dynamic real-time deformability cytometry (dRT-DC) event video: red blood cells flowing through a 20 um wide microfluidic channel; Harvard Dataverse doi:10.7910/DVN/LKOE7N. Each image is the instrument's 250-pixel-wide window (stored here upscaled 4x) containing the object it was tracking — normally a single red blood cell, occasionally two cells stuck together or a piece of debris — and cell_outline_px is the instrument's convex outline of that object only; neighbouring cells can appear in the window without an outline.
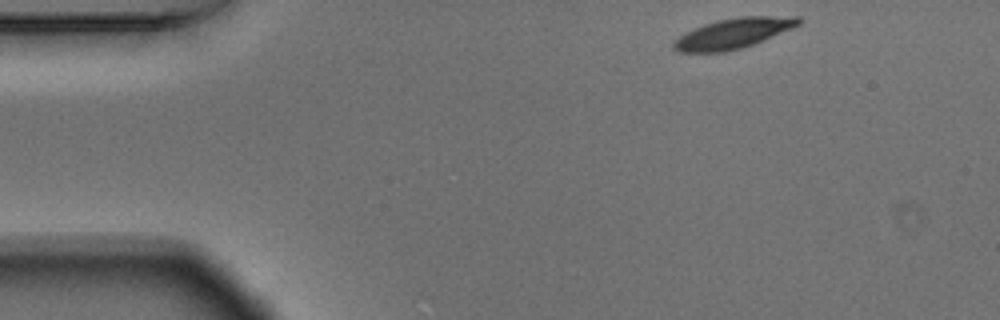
{"species": "Egyptian fruit bat (a non-hibernating species)", "species_latin": "Rousettus aegyptiacus", "temperature_condition": "warm", "stored_images_in_passage": 49, "camera_frame_rate_fps": 3000, "um_per_image_px": 0.085, "animal": {"sex": "male"}, "frame": {"image": 1, "passage_image": 1, "time_ms": 0.0, "image_size_px": [1000, 320], "cell_outline_px": [[804, 20], [800, 24], [792, 28], [752, 44], [740, 48], [724, 52], [680, 52], [672, 48], [672, 44], [680, 36], [704, 24], [716, 20], [740, 16], [800, 16]], "centroid_in_image_um": [62.36, 2.82], "position_along_channel_um": 22.6, "area_um2": 21.73}}
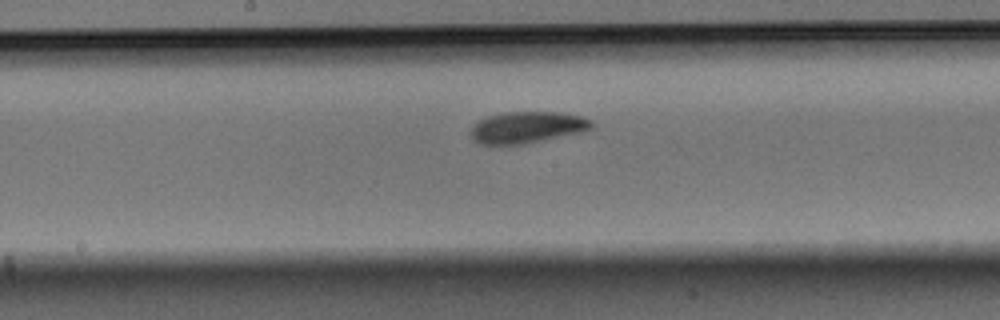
{"frame": {"image": 2, "passage_image": 22, "time_ms": 7.0, "image_size_px": [1000, 320], "cell_outline_px": [[592, 128], [580, 132], [524, 144], [480, 144], [472, 140], [472, 128], [480, 120], [488, 116], [504, 112], [564, 112], [580, 116], [592, 120]], "centroid_in_image_um": [44.82, 10.81], "position_along_channel_um": 203.4, "area_um2": 21.96}}
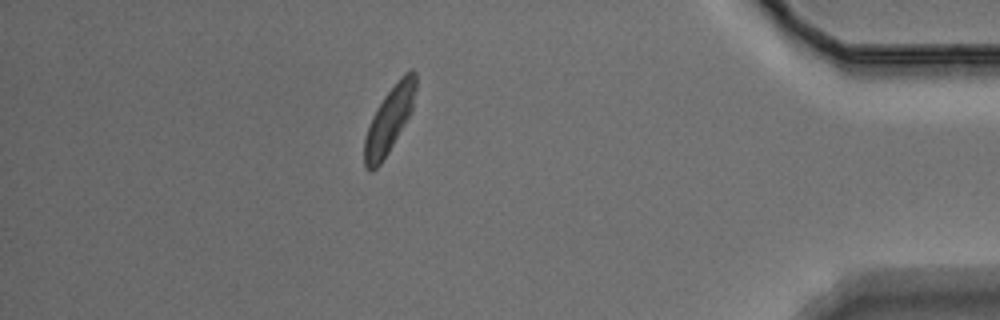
{"frame": {"image": 3, "passage_image": 42, "time_ms": 13.667, "image_size_px": [1000, 320], "cell_outline_px": [[416, 88], [412, 112], [388, 152], [380, 164], [372, 172], [368, 172], [364, 168], [364, 140], [372, 116], [376, 108], [384, 96], [400, 76], [404, 72], [412, 68], [416, 72]], "centroid_in_image_um": [33.09, 10.17], "position_along_channel_um": 402.1, "area_um2": 19.83}, "authors_computed_cell_mechanics": {"area_um2": 21.3282, "velocity_mm_per_s": 3.6368, "shape_relaxation_time_tau1_ms": 1.8812, "shape_relaxation_time_tau2_ms": 10.3993, "deformation_change_tau1": 0.1269, "deformation_change_tau2": 0.1833}}